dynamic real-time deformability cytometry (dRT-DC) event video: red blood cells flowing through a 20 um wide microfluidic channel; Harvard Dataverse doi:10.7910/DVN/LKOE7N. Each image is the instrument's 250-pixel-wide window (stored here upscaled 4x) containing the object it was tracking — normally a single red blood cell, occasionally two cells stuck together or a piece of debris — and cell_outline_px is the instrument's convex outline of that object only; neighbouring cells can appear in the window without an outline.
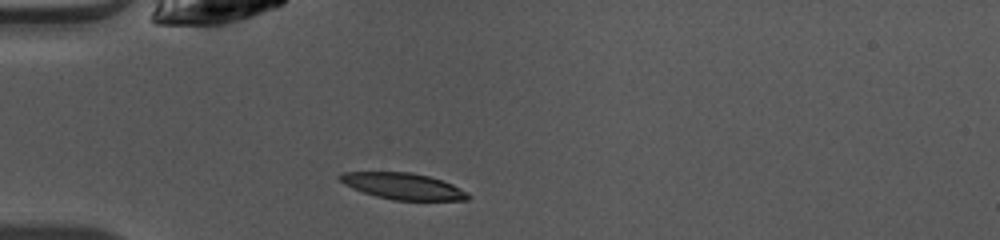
{"species": "common noctule bat (a hibernating species)", "species_latin": "Nyctalus noctula", "temperature_condition": "warm", "stored_images_in_passage": 36, "camera_frame_rate_fps": 3000, "um_per_image_px": 0.085, "animal": {"sex": "female", "body_mass_g": 10.0, "forearm_length_mm": 53.1}, "frame": {"image": 1, "passage_image": 1, "time_ms": 0.0, "image_size_px": [1000, 240], "cell_outline_px": [[472, 196], [468, 200], [392, 200], [376, 196], [352, 188], [344, 184], [336, 176], [340, 172], [412, 172], [428, 176], [452, 184], [468, 192]], "centroid_in_image_um": [34.25, 15.82], "position_along_channel_um": 50.7, "area_um2": 19.71}}
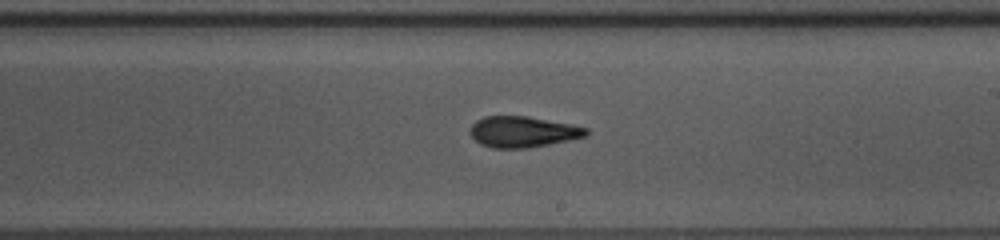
{"frame": {"image": 2, "passage_image": 16, "time_ms": 5.0, "image_size_px": [1000, 240], "cell_outline_px": [[588, 136], [528, 148], [492, 148], [480, 144], [468, 132], [472, 124], [476, 120], [484, 116], [528, 116], [572, 124], [588, 128]], "centroid_in_image_um": [44.43, 11.2], "position_along_channel_um": 244.6, "area_um2": 21.04}}
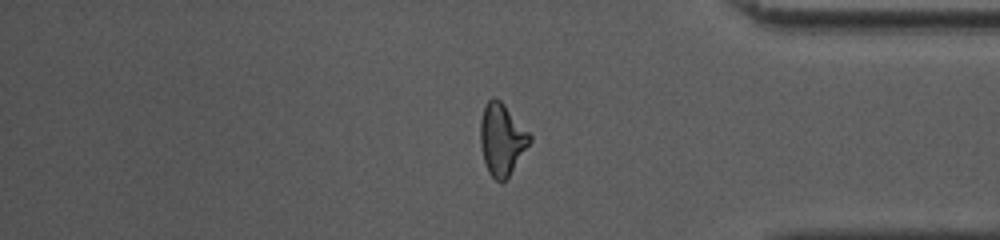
{"frame": {"image": 3, "passage_image": 28, "time_ms": 9.0, "image_size_px": [1000, 240], "cell_outline_px": [[532, 140], [508, 176], [504, 180], [496, 180], [488, 172], [484, 160], [480, 144], [480, 120], [484, 108], [488, 100], [492, 96], [500, 100], [504, 104], [532, 136]], "centroid_in_image_um": [42.64, 11.81], "position_along_channel_um": 392.6, "area_um2": 20.29}, "authors_computed_cell_mechanics": {"area_um2": 20.5768, "velocity_mm_per_s": 4.1059, "shape_relaxation_time_tau1_ms": 4.605, "shape_relaxation_time_tau2_ms": 2.0643, "deformation_change_tau1": 0.1918, "deformation_change_tau2": 0.1053}}